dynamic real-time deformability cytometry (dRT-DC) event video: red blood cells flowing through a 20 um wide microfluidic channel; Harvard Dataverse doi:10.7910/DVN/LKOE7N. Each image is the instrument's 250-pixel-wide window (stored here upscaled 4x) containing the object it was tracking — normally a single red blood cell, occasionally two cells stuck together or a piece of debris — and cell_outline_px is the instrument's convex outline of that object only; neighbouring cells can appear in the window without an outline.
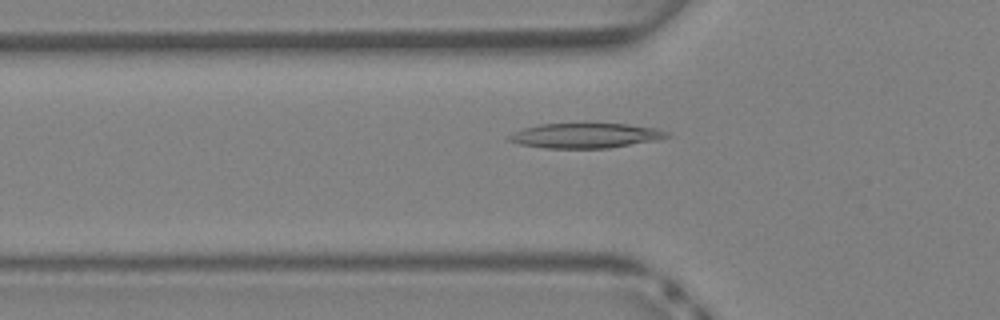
{"species": "Egyptian fruit bat (a non-hibernating species)", "species_latin": "Rousettus aegyptiacus", "temperature_condition": "warm", "stored_images_in_passage": 40, "camera_frame_rate_fps": 3000, "um_per_image_px": 0.085, "animal": {"sex": "female"}, "frame": {"image": 1, "passage_image": 14, "time_ms": 4.333, "image_size_px": [1000, 320], "cell_outline_px": [[672, 136], [660, 140], [608, 148], [544, 148], [520, 144], [508, 140], [504, 136], [524, 128], [540, 124], [584, 120], [628, 124], [656, 128], [668, 132]], "centroid_in_image_um": [49.78, 11.47], "position_along_channel_um": 76.0, "area_um2": 24.28}}
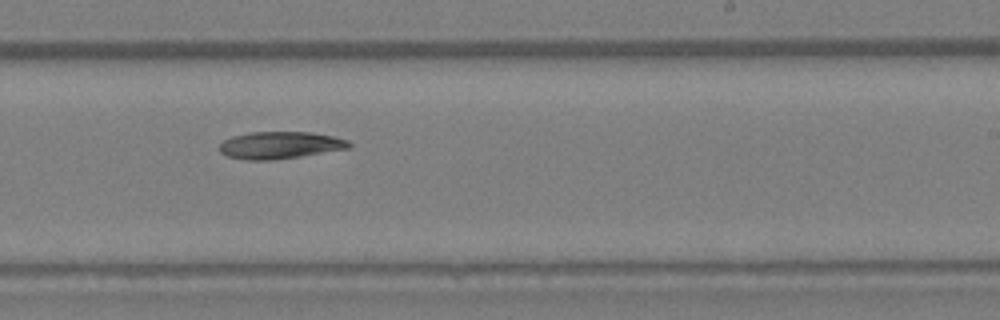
{"frame": {"image": 2, "passage_image": 25, "time_ms": 8.0, "image_size_px": [1000, 320], "cell_outline_px": [[352, 148], [300, 156], [272, 160], [244, 160], [228, 156], [220, 152], [220, 144], [224, 140], [232, 136], [248, 132], [312, 132], [332, 136], [348, 140], [352, 144]], "centroid_in_image_um": [23.82, 12.34], "position_along_channel_um": 265.2, "area_um2": 20.58}}
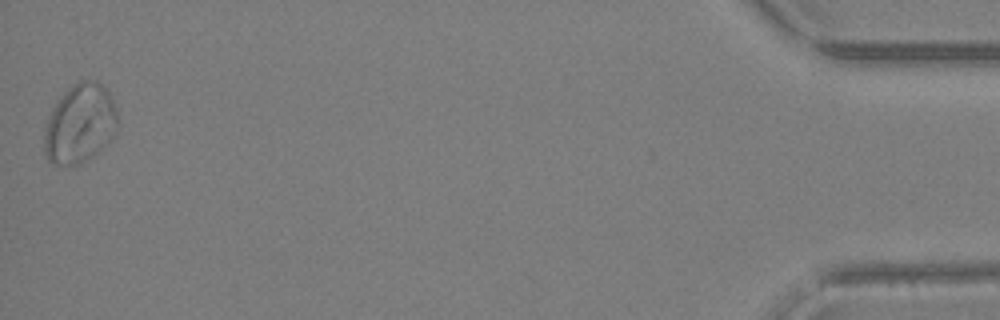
{"frame": {"image": 3, "passage_image": 40, "time_ms": 13.0, "image_size_px": [1000, 320], "cell_outline_px": [[116, 132], [92, 156], [80, 164], [56, 164], [48, 160], [44, 152], [44, 132], [52, 108], [56, 100], [72, 84], [80, 80], [96, 80], [108, 92], [116, 108]], "centroid_in_image_um": [6.76, 10.49], "position_along_channel_um": 428.4, "area_um2": 33.35}}